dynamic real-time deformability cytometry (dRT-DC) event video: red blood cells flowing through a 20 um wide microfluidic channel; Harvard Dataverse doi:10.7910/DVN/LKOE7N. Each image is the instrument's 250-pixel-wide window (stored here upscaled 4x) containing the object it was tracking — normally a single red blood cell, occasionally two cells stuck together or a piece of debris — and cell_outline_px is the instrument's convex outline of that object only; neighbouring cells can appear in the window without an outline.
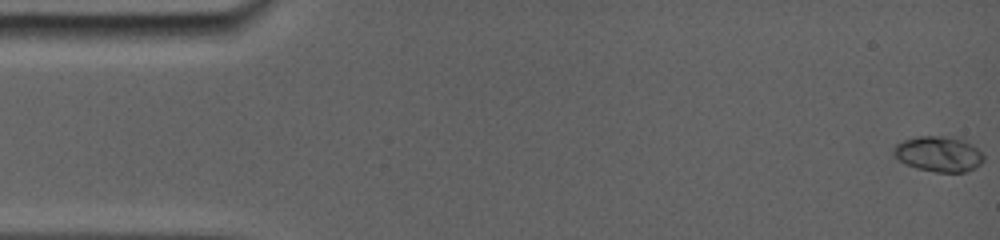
{"species": "common noctule bat (a hibernating species)", "species_latin": "Nyctalus noctula", "temperature_condition": "room temperature", "stored_images_in_passage": 12, "camera_frame_rate_fps": 5000, "um_per_image_px": 0.085, "animal": {"sex": "female", "body_mass_g": 19.0, "forearm_length_mm": 56.7}, "frame": {"image": 1, "passage_image": 1, "time_ms": 0.0, "image_size_px": [1000, 240], "cell_outline_px": [[980, 160], [972, 168], [964, 172], [940, 172], [920, 168], [908, 164], [900, 160], [896, 156], [896, 148], [900, 144], [908, 140], [924, 136], [932, 136], [956, 140], [964, 144], [976, 152], [980, 156]], "centroid_in_image_um": [79.7, 13.13], "position_along_channel_um": 5.3, "area_um2": 16.36}}